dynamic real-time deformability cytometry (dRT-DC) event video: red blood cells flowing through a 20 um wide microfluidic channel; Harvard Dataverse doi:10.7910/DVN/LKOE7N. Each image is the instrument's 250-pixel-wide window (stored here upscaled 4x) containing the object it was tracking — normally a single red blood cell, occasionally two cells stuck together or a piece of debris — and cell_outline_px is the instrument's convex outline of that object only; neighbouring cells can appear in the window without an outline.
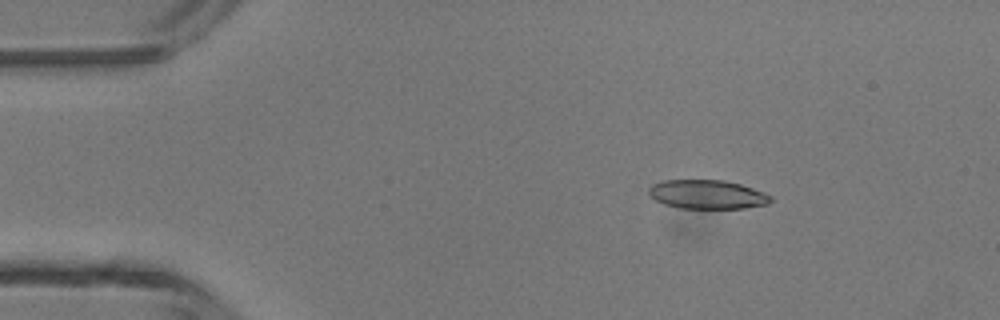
{"species": "common noctule bat (a hibernating species)", "species_latin": "Nyctalus noctula", "temperature_condition": "room temperature", "stored_images_in_passage": 43, "camera_frame_rate_fps": 3000, "um_per_image_px": 0.085, "animal": {"sex": "male", "body_mass_g": 13.3}, "frame": {"image": 1, "passage_image": 6, "time_ms": 1.667, "image_size_px": [1000, 320], "cell_outline_px": [[772, 200], [768, 204], [744, 208], [680, 208], [664, 204], [656, 200], [648, 192], [648, 188], [652, 184], [664, 180], [724, 180], [740, 184], [764, 192], [772, 196]], "centroid_in_image_um": [60.12, 16.52], "position_along_channel_um": 24.9, "area_um2": 20.52}}
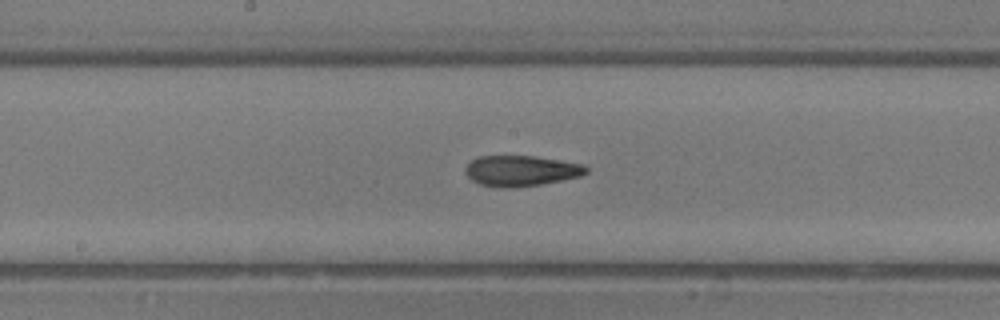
{"frame": {"image": 2, "passage_image": 23, "time_ms": 7.333, "image_size_px": [1000, 320], "cell_outline_px": [[588, 172], [580, 176], [540, 184], [512, 188], [500, 188], [480, 184], [472, 180], [464, 172], [464, 168], [472, 160], [480, 156], [532, 156], [560, 160], [584, 164], [588, 168]], "centroid_in_image_um": [44.28, 14.52], "position_along_channel_um": 203.9, "area_um2": 21.5}}
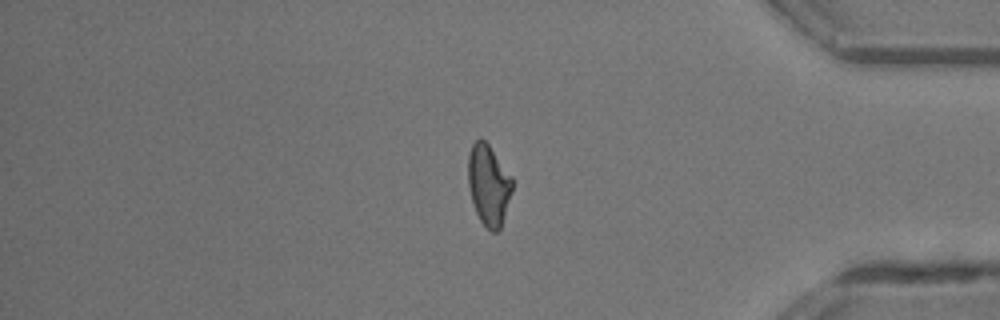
{"frame": {"image": 3, "passage_image": 38, "time_ms": 12.333, "image_size_px": [1000, 320], "cell_outline_px": [[512, 192], [500, 228], [496, 232], [492, 232], [480, 220], [472, 204], [468, 184], [468, 156], [472, 144], [480, 136], [488, 144], [512, 176]], "centroid_in_image_um": [41.52, 15.7], "position_along_channel_um": 393.7, "area_um2": 20.75}}